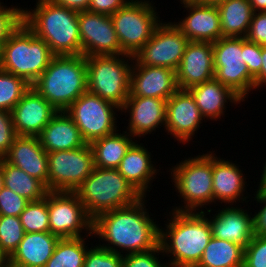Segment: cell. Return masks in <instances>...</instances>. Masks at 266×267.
Segmentation results:
<instances>
[{
	"mask_svg": "<svg viewBox=\"0 0 266 267\" xmlns=\"http://www.w3.org/2000/svg\"><path fill=\"white\" fill-rule=\"evenodd\" d=\"M83 237L60 238L44 267H83L88 251Z\"/></svg>",
	"mask_w": 266,
	"mask_h": 267,
	"instance_id": "cell-33",
	"label": "cell"
},
{
	"mask_svg": "<svg viewBox=\"0 0 266 267\" xmlns=\"http://www.w3.org/2000/svg\"><path fill=\"white\" fill-rule=\"evenodd\" d=\"M19 219L26 233L49 232L47 194L40 200L29 202L19 215Z\"/></svg>",
	"mask_w": 266,
	"mask_h": 267,
	"instance_id": "cell-35",
	"label": "cell"
},
{
	"mask_svg": "<svg viewBox=\"0 0 266 267\" xmlns=\"http://www.w3.org/2000/svg\"><path fill=\"white\" fill-rule=\"evenodd\" d=\"M246 39L260 46H266V11L253 13Z\"/></svg>",
	"mask_w": 266,
	"mask_h": 267,
	"instance_id": "cell-44",
	"label": "cell"
},
{
	"mask_svg": "<svg viewBox=\"0 0 266 267\" xmlns=\"http://www.w3.org/2000/svg\"><path fill=\"white\" fill-rule=\"evenodd\" d=\"M75 193L93 220L101 213L131 205L143 197L117 169L96 166Z\"/></svg>",
	"mask_w": 266,
	"mask_h": 267,
	"instance_id": "cell-5",
	"label": "cell"
},
{
	"mask_svg": "<svg viewBox=\"0 0 266 267\" xmlns=\"http://www.w3.org/2000/svg\"><path fill=\"white\" fill-rule=\"evenodd\" d=\"M243 267H266V237L253 236L244 248Z\"/></svg>",
	"mask_w": 266,
	"mask_h": 267,
	"instance_id": "cell-39",
	"label": "cell"
},
{
	"mask_svg": "<svg viewBox=\"0 0 266 267\" xmlns=\"http://www.w3.org/2000/svg\"><path fill=\"white\" fill-rule=\"evenodd\" d=\"M217 7L222 37H246L254 13L249 0H225Z\"/></svg>",
	"mask_w": 266,
	"mask_h": 267,
	"instance_id": "cell-30",
	"label": "cell"
},
{
	"mask_svg": "<svg viewBox=\"0 0 266 267\" xmlns=\"http://www.w3.org/2000/svg\"><path fill=\"white\" fill-rule=\"evenodd\" d=\"M58 111L33 87L11 110L17 136L37 137Z\"/></svg>",
	"mask_w": 266,
	"mask_h": 267,
	"instance_id": "cell-17",
	"label": "cell"
},
{
	"mask_svg": "<svg viewBox=\"0 0 266 267\" xmlns=\"http://www.w3.org/2000/svg\"><path fill=\"white\" fill-rule=\"evenodd\" d=\"M37 137L47 153L74 150L87 144L65 111H58Z\"/></svg>",
	"mask_w": 266,
	"mask_h": 267,
	"instance_id": "cell-25",
	"label": "cell"
},
{
	"mask_svg": "<svg viewBox=\"0 0 266 267\" xmlns=\"http://www.w3.org/2000/svg\"><path fill=\"white\" fill-rule=\"evenodd\" d=\"M198 106L203 119L216 120L224 115L226 103L239 104L242 99L229 87L221 84L215 78L195 85L188 89Z\"/></svg>",
	"mask_w": 266,
	"mask_h": 267,
	"instance_id": "cell-27",
	"label": "cell"
},
{
	"mask_svg": "<svg viewBox=\"0 0 266 267\" xmlns=\"http://www.w3.org/2000/svg\"><path fill=\"white\" fill-rule=\"evenodd\" d=\"M244 247L211 237L195 267H243Z\"/></svg>",
	"mask_w": 266,
	"mask_h": 267,
	"instance_id": "cell-32",
	"label": "cell"
},
{
	"mask_svg": "<svg viewBox=\"0 0 266 267\" xmlns=\"http://www.w3.org/2000/svg\"><path fill=\"white\" fill-rule=\"evenodd\" d=\"M6 7L7 6L0 11V49L23 23L24 9L18 7Z\"/></svg>",
	"mask_w": 266,
	"mask_h": 267,
	"instance_id": "cell-38",
	"label": "cell"
},
{
	"mask_svg": "<svg viewBox=\"0 0 266 267\" xmlns=\"http://www.w3.org/2000/svg\"><path fill=\"white\" fill-rule=\"evenodd\" d=\"M31 87L23 78L0 69V110H11Z\"/></svg>",
	"mask_w": 266,
	"mask_h": 267,
	"instance_id": "cell-34",
	"label": "cell"
},
{
	"mask_svg": "<svg viewBox=\"0 0 266 267\" xmlns=\"http://www.w3.org/2000/svg\"><path fill=\"white\" fill-rule=\"evenodd\" d=\"M134 61L130 73L129 96L154 97L167 101L179 89L175 70L140 65Z\"/></svg>",
	"mask_w": 266,
	"mask_h": 267,
	"instance_id": "cell-19",
	"label": "cell"
},
{
	"mask_svg": "<svg viewBox=\"0 0 266 267\" xmlns=\"http://www.w3.org/2000/svg\"><path fill=\"white\" fill-rule=\"evenodd\" d=\"M36 3L34 10H24V24L48 44L55 56L81 55L78 12L52 0Z\"/></svg>",
	"mask_w": 266,
	"mask_h": 267,
	"instance_id": "cell-3",
	"label": "cell"
},
{
	"mask_svg": "<svg viewBox=\"0 0 266 267\" xmlns=\"http://www.w3.org/2000/svg\"><path fill=\"white\" fill-rule=\"evenodd\" d=\"M5 6H3L1 3H0V11L4 8Z\"/></svg>",
	"mask_w": 266,
	"mask_h": 267,
	"instance_id": "cell-54",
	"label": "cell"
},
{
	"mask_svg": "<svg viewBox=\"0 0 266 267\" xmlns=\"http://www.w3.org/2000/svg\"><path fill=\"white\" fill-rule=\"evenodd\" d=\"M208 219L211 225L212 237L237 243L244 248L252 240L253 217L242 208H222Z\"/></svg>",
	"mask_w": 266,
	"mask_h": 267,
	"instance_id": "cell-23",
	"label": "cell"
},
{
	"mask_svg": "<svg viewBox=\"0 0 266 267\" xmlns=\"http://www.w3.org/2000/svg\"><path fill=\"white\" fill-rule=\"evenodd\" d=\"M129 0H90L88 11L112 15L122 8Z\"/></svg>",
	"mask_w": 266,
	"mask_h": 267,
	"instance_id": "cell-46",
	"label": "cell"
},
{
	"mask_svg": "<svg viewBox=\"0 0 266 267\" xmlns=\"http://www.w3.org/2000/svg\"><path fill=\"white\" fill-rule=\"evenodd\" d=\"M214 53L211 42L190 41L176 70L178 88H189L214 78Z\"/></svg>",
	"mask_w": 266,
	"mask_h": 267,
	"instance_id": "cell-20",
	"label": "cell"
},
{
	"mask_svg": "<svg viewBox=\"0 0 266 267\" xmlns=\"http://www.w3.org/2000/svg\"><path fill=\"white\" fill-rule=\"evenodd\" d=\"M166 103V100L160 98L129 96L120 108L121 111H129L130 114L128 133L141 138L143 135L151 134L161 125L165 127Z\"/></svg>",
	"mask_w": 266,
	"mask_h": 267,
	"instance_id": "cell-21",
	"label": "cell"
},
{
	"mask_svg": "<svg viewBox=\"0 0 266 267\" xmlns=\"http://www.w3.org/2000/svg\"><path fill=\"white\" fill-rule=\"evenodd\" d=\"M81 54L85 57L122 55L117 33L110 15L78 12Z\"/></svg>",
	"mask_w": 266,
	"mask_h": 267,
	"instance_id": "cell-15",
	"label": "cell"
},
{
	"mask_svg": "<svg viewBox=\"0 0 266 267\" xmlns=\"http://www.w3.org/2000/svg\"><path fill=\"white\" fill-rule=\"evenodd\" d=\"M59 239L50 231L25 232L20 244L8 258L9 267H44Z\"/></svg>",
	"mask_w": 266,
	"mask_h": 267,
	"instance_id": "cell-24",
	"label": "cell"
},
{
	"mask_svg": "<svg viewBox=\"0 0 266 267\" xmlns=\"http://www.w3.org/2000/svg\"><path fill=\"white\" fill-rule=\"evenodd\" d=\"M59 6L66 7L68 9L81 12L88 10L90 0H52Z\"/></svg>",
	"mask_w": 266,
	"mask_h": 267,
	"instance_id": "cell-47",
	"label": "cell"
},
{
	"mask_svg": "<svg viewBox=\"0 0 266 267\" xmlns=\"http://www.w3.org/2000/svg\"><path fill=\"white\" fill-rule=\"evenodd\" d=\"M128 60L132 63L134 56L122 54L86 57L88 92L121 108L130 93L132 64L129 65Z\"/></svg>",
	"mask_w": 266,
	"mask_h": 267,
	"instance_id": "cell-7",
	"label": "cell"
},
{
	"mask_svg": "<svg viewBox=\"0 0 266 267\" xmlns=\"http://www.w3.org/2000/svg\"><path fill=\"white\" fill-rule=\"evenodd\" d=\"M254 12L266 11V0H249Z\"/></svg>",
	"mask_w": 266,
	"mask_h": 267,
	"instance_id": "cell-49",
	"label": "cell"
},
{
	"mask_svg": "<svg viewBox=\"0 0 266 267\" xmlns=\"http://www.w3.org/2000/svg\"><path fill=\"white\" fill-rule=\"evenodd\" d=\"M237 164L217 158L212 153V178L214 202L217 200L224 203H236V200L246 201L245 178ZM241 197V199H240ZM244 197V198H242ZM243 199V200H242Z\"/></svg>",
	"mask_w": 266,
	"mask_h": 267,
	"instance_id": "cell-26",
	"label": "cell"
},
{
	"mask_svg": "<svg viewBox=\"0 0 266 267\" xmlns=\"http://www.w3.org/2000/svg\"><path fill=\"white\" fill-rule=\"evenodd\" d=\"M3 159L41 181L48 189V157L38 137L18 136Z\"/></svg>",
	"mask_w": 266,
	"mask_h": 267,
	"instance_id": "cell-22",
	"label": "cell"
},
{
	"mask_svg": "<svg viewBox=\"0 0 266 267\" xmlns=\"http://www.w3.org/2000/svg\"><path fill=\"white\" fill-rule=\"evenodd\" d=\"M172 211L166 230L160 229L159 245L173 255L169 267H195L212 237L206 212Z\"/></svg>",
	"mask_w": 266,
	"mask_h": 267,
	"instance_id": "cell-2",
	"label": "cell"
},
{
	"mask_svg": "<svg viewBox=\"0 0 266 267\" xmlns=\"http://www.w3.org/2000/svg\"><path fill=\"white\" fill-rule=\"evenodd\" d=\"M149 1L129 0L110 15L121 50L127 55L134 56L161 23L154 6Z\"/></svg>",
	"mask_w": 266,
	"mask_h": 267,
	"instance_id": "cell-9",
	"label": "cell"
},
{
	"mask_svg": "<svg viewBox=\"0 0 266 267\" xmlns=\"http://www.w3.org/2000/svg\"><path fill=\"white\" fill-rule=\"evenodd\" d=\"M258 190H266V162H265V166L263 169V173L261 176V180H260V184L258 187Z\"/></svg>",
	"mask_w": 266,
	"mask_h": 267,
	"instance_id": "cell-50",
	"label": "cell"
},
{
	"mask_svg": "<svg viewBox=\"0 0 266 267\" xmlns=\"http://www.w3.org/2000/svg\"><path fill=\"white\" fill-rule=\"evenodd\" d=\"M171 170L175 189L186 204L173 210L196 211L214 202L211 152L185 159Z\"/></svg>",
	"mask_w": 266,
	"mask_h": 267,
	"instance_id": "cell-8",
	"label": "cell"
},
{
	"mask_svg": "<svg viewBox=\"0 0 266 267\" xmlns=\"http://www.w3.org/2000/svg\"><path fill=\"white\" fill-rule=\"evenodd\" d=\"M257 202L265 204L253 217V233L260 237H266V190H257L254 197Z\"/></svg>",
	"mask_w": 266,
	"mask_h": 267,
	"instance_id": "cell-45",
	"label": "cell"
},
{
	"mask_svg": "<svg viewBox=\"0 0 266 267\" xmlns=\"http://www.w3.org/2000/svg\"><path fill=\"white\" fill-rule=\"evenodd\" d=\"M3 186L24 197L29 202L44 198L49 192L39 180L28 175L24 170L0 158Z\"/></svg>",
	"mask_w": 266,
	"mask_h": 267,
	"instance_id": "cell-31",
	"label": "cell"
},
{
	"mask_svg": "<svg viewBox=\"0 0 266 267\" xmlns=\"http://www.w3.org/2000/svg\"><path fill=\"white\" fill-rule=\"evenodd\" d=\"M145 201L143 196L131 205L106 211L93 220L94 236L108 242V246L101 247L123 255L120 248L130 254L148 252L159 246L160 228L146 212Z\"/></svg>",
	"mask_w": 266,
	"mask_h": 267,
	"instance_id": "cell-1",
	"label": "cell"
},
{
	"mask_svg": "<svg viewBox=\"0 0 266 267\" xmlns=\"http://www.w3.org/2000/svg\"><path fill=\"white\" fill-rule=\"evenodd\" d=\"M0 267H9L8 257L0 249Z\"/></svg>",
	"mask_w": 266,
	"mask_h": 267,
	"instance_id": "cell-51",
	"label": "cell"
},
{
	"mask_svg": "<svg viewBox=\"0 0 266 267\" xmlns=\"http://www.w3.org/2000/svg\"><path fill=\"white\" fill-rule=\"evenodd\" d=\"M2 186H3V175H2L1 164H0V189Z\"/></svg>",
	"mask_w": 266,
	"mask_h": 267,
	"instance_id": "cell-53",
	"label": "cell"
},
{
	"mask_svg": "<svg viewBox=\"0 0 266 267\" xmlns=\"http://www.w3.org/2000/svg\"><path fill=\"white\" fill-rule=\"evenodd\" d=\"M166 23L161 22L152 37L134 55V60L140 65L177 70L190 41L175 23Z\"/></svg>",
	"mask_w": 266,
	"mask_h": 267,
	"instance_id": "cell-14",
	"label": "cell"
},
{
	"mask_svg": "<svg viewBox=\"0 0 266 267\" xmlns=\"http://www.w3.org/2000/svg\"><path fill=\"white\" fill-rule=\"evenodd\" d=\"M48 191L75 192L94 168L89 144L74 150L47 153Z\"/></svg>",
	"mask_w": 266,
	"mask_h": 267,
	"instance_id": "cell-12",
	"label": "cell"
},
{
	"mask_svg": "<svg viewBox=\"0 0 266 267\" xmlns=\"http://www.w3.org/2000/svg\"><path fill=\"white\" fill-rule=\"evenodd\" d=\"M126 131L113 133L92 141L89 145L93 152L94 166L104 169H117L127 150L134 143Z\"/></svg>",
	"mask_w": 266,
	"mask_h": 267,
	"instance_id": "cell-29",
	"label": "cell"
},
{
	"mask_svg": "<svg viewBox=\"0 0 266 267\" xmlns=\"http://www.w3.org/2000/svg\"><path fill=\"white\" fill-rule=\"evenodd\" d=\"M115 109L120 110L115 104L87 91L65 112L78 127L83 140L90 144L96 139L118 132Z\"/></svg>",
	"mask_w": 266,
	"mask_h": 267,
	"instance_id": "cell-11",
	"label": "cell"
},
{
	"mask_svg": "<svg viewBox=\"0 0 266 267\" xmlns=\"http://www.w3.org/2000/svg\"><path fill=\"white\" fill-rule=\"evenodd\" d=\"M25 234L17 216L0 215V249L9 258Z\"/></svg>",
	"mask_w": 266,
	"mask_h": 267,
	"instance_id": "cell-36",
	"label": "cell"
},
{
	"mask_svg": "<svg viewBox=\"0 0 266 267\" xmlns=\"http://www.w3.org/2000/svg\"><path fill=\"white\" fill-rule=\"evenodd\" d=\"M203 116L188 90L178 89L166 103L165 129L180 143L189 142Z\"/></svg>",
	"mask_w": 266,
	"mask_h": 267,
	"instance_id": "cell-18",
	"label": "cell"
},
{
	"mask_svg": "<svg viewBox=\"0 0 266 267\" xmlns=\"http://www.w3.org/2000/svg\"><path fill=\"white\" fill-rule=\"evenodd\" d=\"M29 203L27 199L18 195L14 191L2 186L0 189V215L17 216L25 209Z\"/></svg>",
	"mask_w": 266,
	"mask_h": 267,
	"instance_id": "cell-40",
	"label": "cell"
},
{
	"mask_svg": "<svg viewBox=\"0 0 266 267\" xmlns=\"http://www.w3.org/2000/svg\"><path fill=\"white\" fill-rule=\"evenodd\" d=\"M54 56L48 44L23 22L0 49V69L32 85Z\"/></svg>",
	"mask_w": 266,
	"mask_h": 267,
	"instance_id": "cell-6",
	"label": "cell"
},
{
	"mask_svg": "<svg viewBox=\"0 0 266 267\" xmlns=\"http://www.w3.org/2000/svg\"><path fill=\"white\" fill-rule=\"evenodd\" d=\"M83 267H123V255L100 245L90 249L88 247Z\"/></svg>",
	"mask_w": 266,
	"mask_h": 267,
	"instance_id": "cell-37",
	"label": "cell"
},
{
	"mask_svg": "<svg viewBox=\"0 0 266 267\" xmlns=\"http://www.w3.org/2000/svg\"><path fill=\"white\" fill-rule=\"evenodd\" d=\"M50 232L59 238L82 237V230L93 236V219L87 214L75 192L47 193Z\"/></svg>",
	"mask_w": 266,
	"mask_h": 267,
	"instance_id": "cell-13",
	"label": "cell"
},
{
	"mask_svg": "<svg viewBox=\"0 0 266 267\" xmlns=\"http://www.w3.org/2000/svg\"><path fill=\"white\" fill-rule=\"evenodd\" d=\"M156 253L163 254L160 245L148 252L130 254L126 252V254L123 255V267H169L167 261L165 264H161V261L159 257L157 258Z\"/></svg>",
	"mask_w": 266,
	"mask_h": 267,
	"instance_id": "cell-41",
	"label": "cell"
},
{
	"mask_svg": "<svg viewBox=\"0 0 266 267\" xmlns=\"http://www.w3.org/2000/svg\"><path fill=\"white\" fill-rule=\"evenodd\" d=\"M262 46L257 43L250 42L246 37H242V52H244V63L249 73L255 77L261 70Z\"/></svg>",
	"mask_w": 266,
	"mask_h": 267,
	"instance_id": "cell-43",
	"label": "cell"
},
{
	"mask_svg": "<svg viewBox=\"0 0 266 267\" xmlns=\"http://www.w3.org/2000/svg\"><path fill=\"white\" fill-rule=\"evenodd\" d=\"M17 137L11 112L0 110V158L7 154Z\"/></svg>",
	"mask_w": 266,
	"mask_h": 267,
	"instance_id": "cell-42",
	"label": "cell"
},
{
	"mask_svg": "<svg viewBox=\"0 0 266 267\" xmlns=\"http://www.w3.org/2000/svg\"><path fill=\"white\" fill-rule=\"evenodd\" d=\"M201 3H205V4H213V5H217L218 3L225 1V0H197Z\"/></svg>",
	"mask_w": 266,
	"mask_h": 267,
	"instance_id": "cell-52",
	"label": "cell"
},
{
	"mask_svg": "<svg viewBox=\"0 0 266 267\" xmlns=\"http://www.w3.org/2000/svg\"><path fill=\"white\" fill-rule=\"evenodd\" d=\"M181 2L183 7L189 10V14L174 23L189 41L214 43L222 37L217 5L201 3L197 0H181Z\"/></svg>",
	"mask_w": 266,
	"mask_h": 267,
	"instance_id": "cell-16",
	"label": "cell"
},
{
	"mask_svg": "<svg viewBox=\"0 0 266 267\" xmlns=\"http://www.w3.org/2000/svg\"><path fill=\"white\" fill-rule=\"evenodd\" d=\"M135 142L127 150L117 170L142 196L146 197L149 183L156 176L157 170L153 167L149 151L145 146Z\"/></svg>",
	"mask_w": 266,
	"mask_h": 267,
	"instance_id": "cell-28",
	"label": "cell"
},
{
	"mask_svg": "<svg viewBox=\"0 0 266 267\" xmlns=\"http://www.w3.org/2000/svg\"><path fill=\"white\" fill-rule=\"evenodd\" d=\"M262 65L260 72L254 77L255 78V88L262 87V84H266V46H262L261 51Z\"/></svg>",
	"mask_w": 266,
	"mask_h": 267,
	"instance_id": "cell-48",
	"label": "cell"
},
{
	"mask_svg": "<svg viewBox=\"0 0 266 267\" xmlns=\"http://www.w3.org/2000/svg\"><path fill=\"white\" fill-rule=\"evenodd\" d=\"M213 44L214 78L229 87L242 102L255 89V78L244 63L242 37H221Z\"/></svg>",
	"mask_w": 266,
	"mask_h": 267,
	"instance_id": "cell-10",
	"label": "cell"
},
{
	"mask_svg": "<svg viewBox=\"0 0 266 267\" xmlns=\"http://www.w3.org/2000/svg\"><path fill=\"white\" fill-rule=\"evenodd\" d=\"M31 87L57 111H65L88 91L86 57L82 54L54 56Z\"/></svg>",
	"mask_w": 266,
	"mask_h": 267,
	"instance_id": "cell-4",
	"label": "cell"
}]
</instances>
